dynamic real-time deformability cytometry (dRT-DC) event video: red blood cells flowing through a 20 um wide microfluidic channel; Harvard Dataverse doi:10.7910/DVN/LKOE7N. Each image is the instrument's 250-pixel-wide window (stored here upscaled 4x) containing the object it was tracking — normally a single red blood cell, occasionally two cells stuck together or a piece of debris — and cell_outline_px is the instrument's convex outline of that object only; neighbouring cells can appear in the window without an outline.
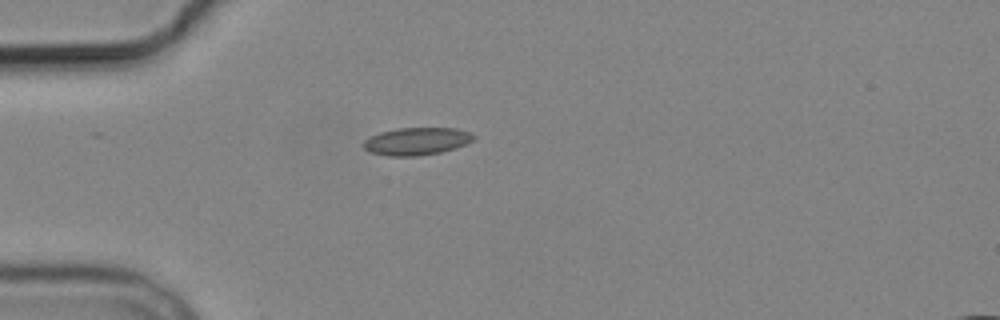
{"species": "common noctule bat (a hibernating species)", "species_latin": "Nyctalus noctula", "temperature_condition": "cold", "stored_images_in_passage": 1, "camera_frame_rate_fps": 3000, "um_per_image_px": 0.085, "animal": {"sex": "male", "body_mass_g": 19.2, "forearm_length_mm": 51.8}, "frame": {"image": 1, "passage_image": 1, "time_ms": 0.0, "image_size_px": [1000, 320], "cell_outline_px": [[476, 140], [468, 144], [456, 148], [440, 152], [416, 156], [388, 156], [372, 152], [364, 148], [360, 144], [364, 140], [380, 132], [396, 128], [456, 128], [468, 132], [476, 136]], "centroid_in_image_um": [35.44, 12.0], "position_along_channel_um": 49.6, "area_um2": 17.8}}